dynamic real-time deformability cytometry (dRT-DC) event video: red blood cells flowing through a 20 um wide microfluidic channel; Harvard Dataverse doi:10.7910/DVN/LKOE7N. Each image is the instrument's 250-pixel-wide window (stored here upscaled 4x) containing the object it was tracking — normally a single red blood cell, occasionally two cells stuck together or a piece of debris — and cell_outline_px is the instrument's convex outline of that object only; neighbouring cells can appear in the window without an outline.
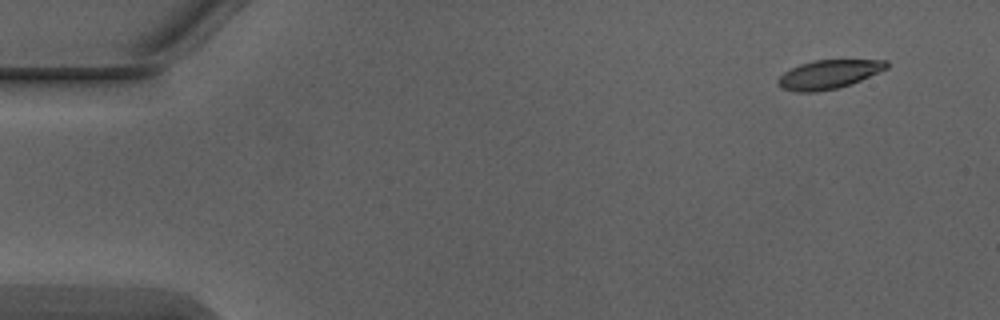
{"species": "Egyptian fruit bat (a non-hibernating species)", "species_latin": "Rousettus aegyptiacus", "temperature_condition": "warm", "stored_images_in_passage": 4, "camera_frame_rate_fps": 3000, "um_per_image_px": 0.085, "animal": {"sex": "male"}, "frame": {"image": 1, "passage_image": 1, "time_ms": 0.0, "image_size_px": [1000, 320], "cell_outline_px": [[888, 68], [852, 84], [836, 88], [816, 92], [796, 92], [780, 88], [776, 80], [784, 72], [800, 64], [812, 60], [888, 60]], "centroid_in_image_um": [70.42, 6.32], "position_along_channel_um": 14.6, "area_um2": 18.26}}
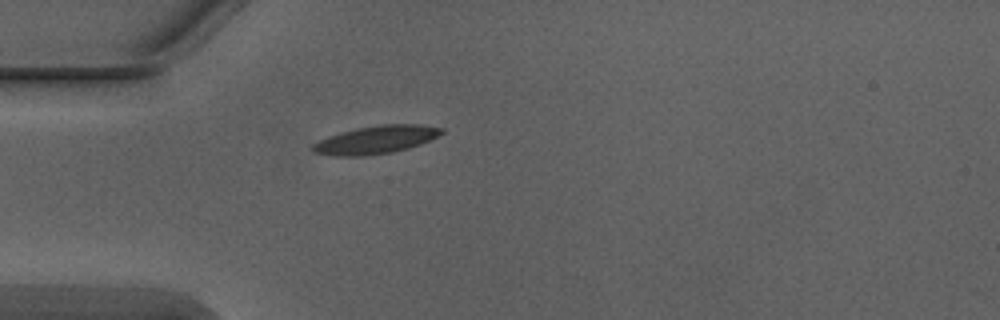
{"frame": {"image": 2, "passage_image": 4, "time_ms": 1.0, "image_size_px": [1000, 320], "cell_outline_px": [[444, 132], [420, 144], [408, 148], [392, 152], [364, 156], [332, 156], [312, 152], [312, 144], [328, 136], [340, 132], [356, 128], [380, 124], [420, 124], [444, 128]], "centroid_in_image_um": [31.92, 11.87], "position_along_channel_um": 53.1, "area_um2": 21.04}}